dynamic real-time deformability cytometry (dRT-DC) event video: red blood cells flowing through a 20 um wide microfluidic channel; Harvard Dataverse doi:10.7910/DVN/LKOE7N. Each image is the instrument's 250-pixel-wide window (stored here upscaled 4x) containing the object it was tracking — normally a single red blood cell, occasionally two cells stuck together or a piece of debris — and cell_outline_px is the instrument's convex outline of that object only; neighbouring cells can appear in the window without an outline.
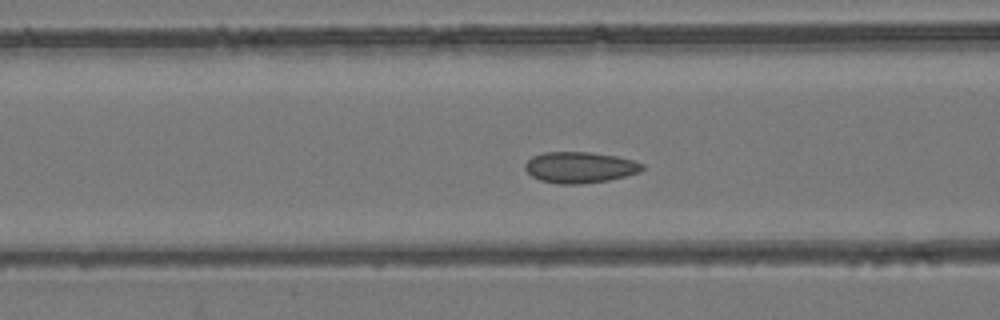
{"species": "common noctule bat (a hibernating species)", "species_latin": "Nyctalus noctula", "temperature_condition": "room temperature", "stored_images_in_passage": 52, "camera_frame_rate_fps": 3000, "um_per_image_px": 0.085, "animal": {"sex": "female", "body_mass_g": 24.6, "forearm_length_mm": 56.2}, "frame": {"image": 1, "passage_image": 20, "time_ms": 6.333, "image_size_px": [1000, 320], "cell_outline_px": [[644, 168], [640, 172], [608, 180], [576, 184], [556, 184], [540, 180], [532, 176], [524, 168], [524, 164], [532, 156], [544, 152], [592, 152], [616, 156], [632, 160], [644, 164]], "centroid_in_image_um": [49.27, 14.22], "position_along_channel_um": 117.3, "area_um2": 21.21}}
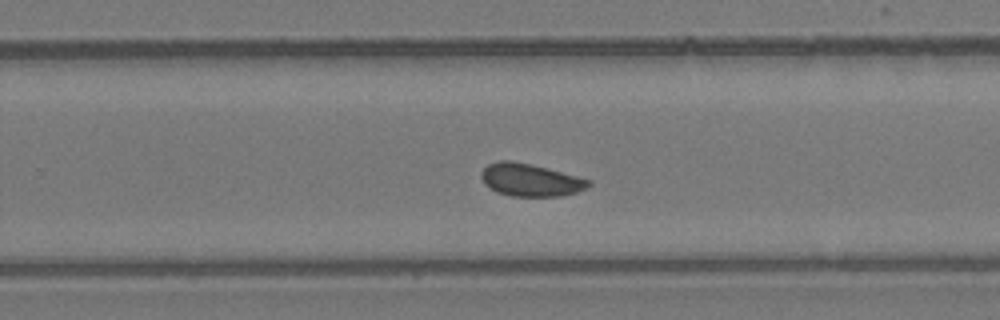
{"frame": {"image": 2, "passage_image": 33, "time_ms": 10.667, "image_size_px": [1000, 320], "cell_outline_px": [[592, 184], [576, 192], [560, 196], [512, 196], [496, 192], [484, 184], [480, 176], [480, 172], [488, 164], [496, 160], [512, 160], [532, 164], [548, 168], [592, 180]], "centroid_in_image_um": [45.05, 15.28], "position_along_channel_um": 284.8, "area_um2": 20.58}}
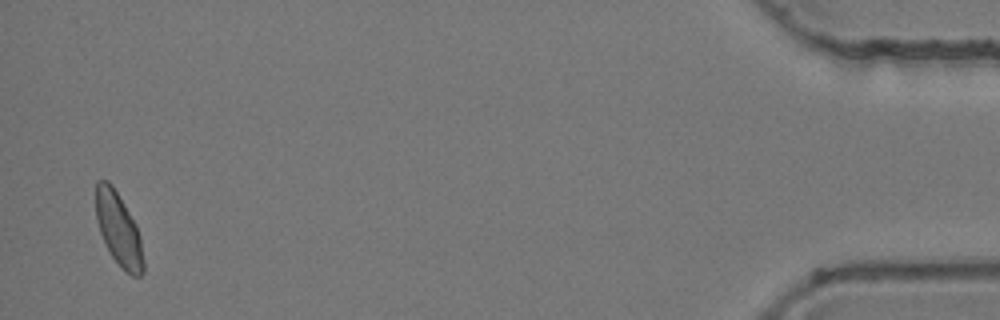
{"frame": {"image": 3, "passage_image": 51, "time_ms": 16.667, "image_size_px": [1000, 320], "cell_outline_px": [[144, 272], [140, 276], [132, 276], [124, 272], [120, 268], [112, 256], [100, 232], [96, 220], [96, 180], [108, 180], [112, 184], [136, 224], [140, 236], [144, 260]], "centroid_in_image_um": [10.09, 19.52], "position_along_channel_um": 425.1, "area_um2": 20.29}, "authors_computed_cell_mechanics": {"area_um2": 20.5768, "velocity_mm_per_s": 3.8706, "shape_relaxation_time_tau1_ms": null, "shape_relaxation_time_tau2_ms": 1.1923, "deformation_change_tau1": null, "deformation_change_tau2": 0.0455}}